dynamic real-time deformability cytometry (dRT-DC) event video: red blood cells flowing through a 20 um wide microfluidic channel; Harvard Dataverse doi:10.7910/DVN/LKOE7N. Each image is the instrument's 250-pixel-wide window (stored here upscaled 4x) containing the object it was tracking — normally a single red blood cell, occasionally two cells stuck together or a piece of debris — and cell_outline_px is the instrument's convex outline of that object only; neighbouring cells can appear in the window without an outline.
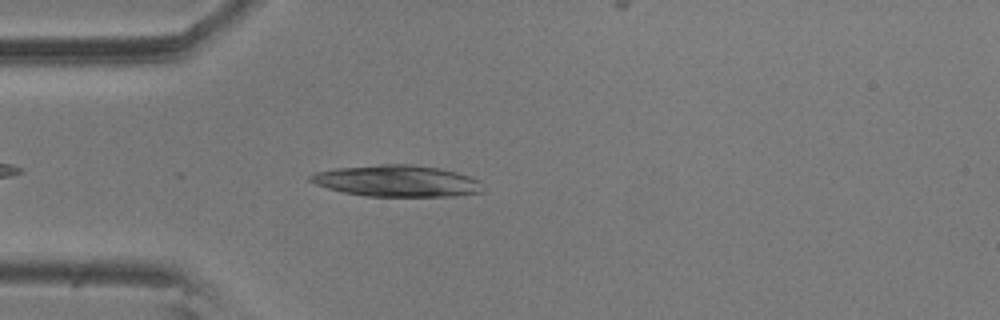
{"species": "common noctule bat (a hibernating species)", "species_latin": "Nyctalus noctula", "temperature_condition": "room temperature", "stored_images_in_passage": 42, "camera_frame_rate_fps": 3000, "um_per_image_px": 0.085, "animal": {"sex": "male", "body_mass_g": 20.5, "forearm_length_mm": 52.5}, "frame": {"image": 1, "passage_image": 7, "time_ms": 2.0, "image_size_px": [1000, 320], "cell_outline_px": [[484, 192], [456, 196], [364, 196], [344, 192], [328, 188], [316, 184], [308, 180], [308, 176], [316, 172], [336, 168], [380, 164], [412, 164], [440, 168], [472, 176], [480, 180]], "centroid_in_image_um": [33.78, 15.38], "position_along_channel_um": 51.2, "area_um2": 31.85}}
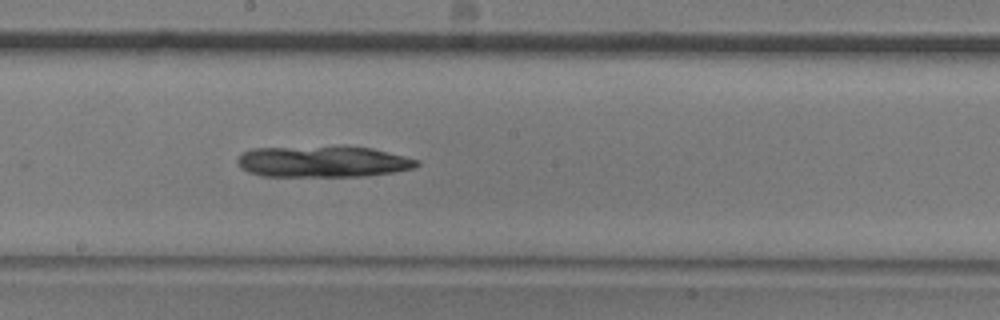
{"frame": {"image": 2, "passage_image": 22, "time_ms": 7.0, "image_size_px": [1000, 320], "cell_outline_px": [[420, 164], [416, 168], [392, 172], [364, 176], [260, 176], [248, 172], [240, 168], [236, 160], [244, 152], [252, 148], [372, 148], [420, 160]], "centroid_in_image_um": [27.45, 13.77], "position_along_channel_um": 220.8, "area_um2": 31.96}}
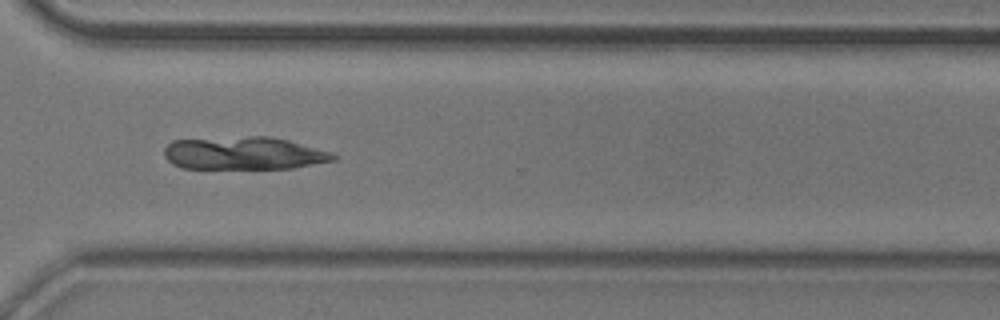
{"frame": {"image": 3, "passage_image": 33, "time_ms": 10.667, "image_size_px": [1000, 320], "cell_outline_px": [[336, 160], [292, 168], [180, 168], [172, 164], [164, 156], [164, 148], [172, 140], [248, 136], [272, 136], [288, 140], [332, 152], [336, 156]], "centroid_in_image_um": [20.72, 13.02], "position_along_channel_um": 349.9, "area_um2": 32.43}}